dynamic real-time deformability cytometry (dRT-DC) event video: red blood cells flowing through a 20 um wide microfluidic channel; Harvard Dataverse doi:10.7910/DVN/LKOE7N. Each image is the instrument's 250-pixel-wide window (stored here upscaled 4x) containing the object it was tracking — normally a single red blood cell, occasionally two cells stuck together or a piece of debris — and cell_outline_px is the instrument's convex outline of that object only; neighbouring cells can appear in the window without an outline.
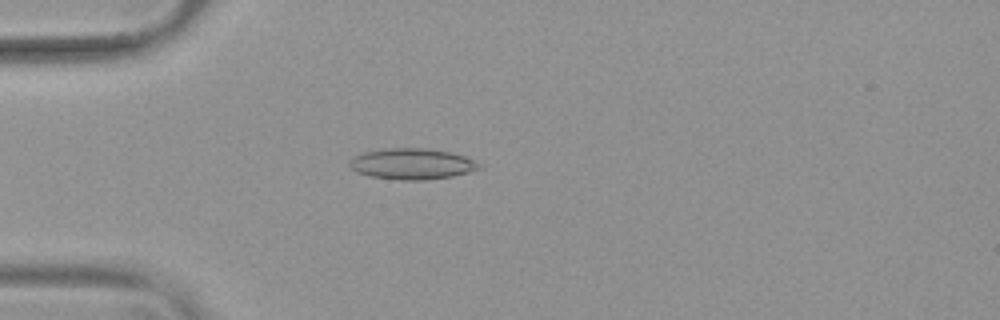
{"species": "common noctule bat (a hibernating species)", "species_latin": "Nyctalus noctula", "temperature_condition": "warm", "stored_images_in_passage": 39, "camera_frame_rate_fps": 3000, "um_per_image_px": 0.085, "animal": {"sex": "female", "body_mass_g": 19.9}, "frame": {"image": 1, "passage_image": 1, "time_ms": 0.0, "image_size_px": [1000, 320], "cell_outline_px": [[484, 168], [452, 176], [424, 180], [400, 180], [368, 176], [356, 172], [348, 164], [356, 156], [364, 152], [384, 148], [428, 148], [452, 152], [464, 156], [480, 164]], "centroid_in_image_um": [35.04, 13.93], "position_along_channel_um": 50.0, "area_um2": 23.41}}
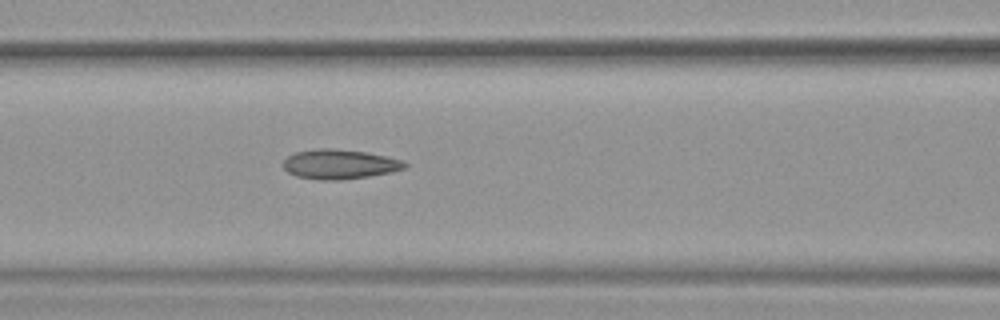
{"frame": {"image": 2, "passage_image": 9, "time_ms": 2.667, "image_size_px": [1000, 320], "cell_outline_px": [[408, 164], [404, 168], [392, 172], [368, 176], [340, 180], [316, 180], [296, 176], [288, 172], [284, 168], [284, 160], [288, 156], [296, 152], [316, 148], [332, 148], [368, 152], [404, 160]], "centroid_in_image_um": [28.87, 13.95], "position_along_channel_um": 137.7, "area_um2": 21.1}}
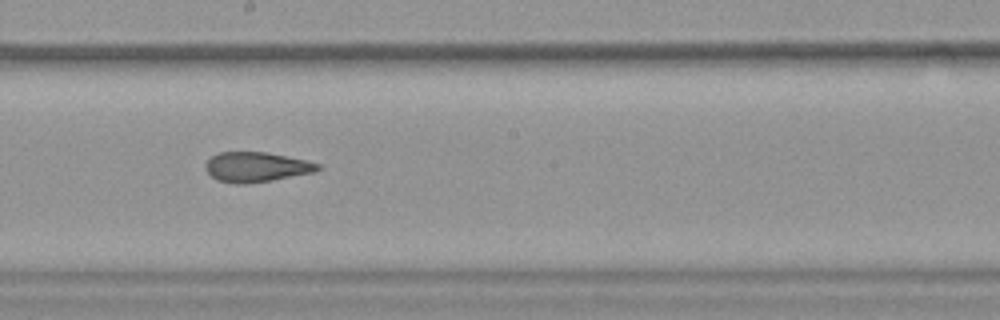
{"frame": {"image": 3, "passage_image": 16, "time_ms": 5.0, "image_size_px": [1000, 320], "cell_outline_px": [[324, 168], [316, 172], [272, 180], [244, 184], [236, 184], [216, 180], [204, 168], [204, 164], [212, 156], [220, 152], [268, 152], [304, 160], [320, 164]], "centroid_in_image_um": [21.8, 14.2], "position_along_channel_um": 226.4, "area_um2": 19.65}, "authors_computed_cell_mechanics": {"area_um2": 20.4612, "velocity_mm_per_s": 3.8258, "shape_relaxation_time_tau1_ms": null, "shape_relaxation_time_tau2_ms": 3.3688, "deformation_change_tau1": null, "deformation_change_tau2": 0.1206}}